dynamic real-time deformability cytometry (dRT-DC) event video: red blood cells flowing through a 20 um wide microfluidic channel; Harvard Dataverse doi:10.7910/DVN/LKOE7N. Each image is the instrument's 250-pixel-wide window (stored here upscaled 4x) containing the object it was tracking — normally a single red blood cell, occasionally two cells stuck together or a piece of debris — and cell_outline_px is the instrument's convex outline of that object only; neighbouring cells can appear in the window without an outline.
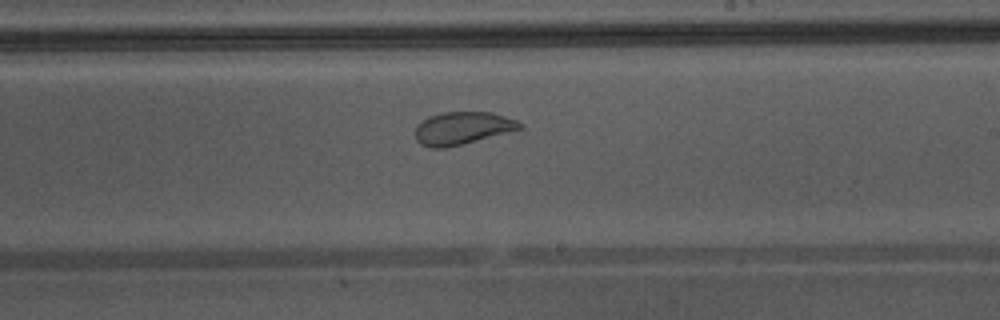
{"species": "Egyptian fruit bat (a non-hibernating species)", "species_latin": "Rousettus aegyptiacus", "temperature_condition": "warm", "stored_images_in_passage": 30, "camera_frame_rate_fps": 3000, "um_per_image_px": 0.085, "animal": {"sex": "male"}, "frame": {"image": 1, "passage_image": 18, "time_ms": 5.667, "image_size_px": [1000, 320], "cell_outline_px": [[524, 128], [464, 144], [444, 148], [432, 148], [420, 144], [416, 140], [416, 124], [428, 116], [444, 112], [492, 112], [516, 120], [524, 124]], "centroid_in_image_um": [39.31, 10.89], "position_along_channel_um": 249.7, "area_um2": 20.06}}